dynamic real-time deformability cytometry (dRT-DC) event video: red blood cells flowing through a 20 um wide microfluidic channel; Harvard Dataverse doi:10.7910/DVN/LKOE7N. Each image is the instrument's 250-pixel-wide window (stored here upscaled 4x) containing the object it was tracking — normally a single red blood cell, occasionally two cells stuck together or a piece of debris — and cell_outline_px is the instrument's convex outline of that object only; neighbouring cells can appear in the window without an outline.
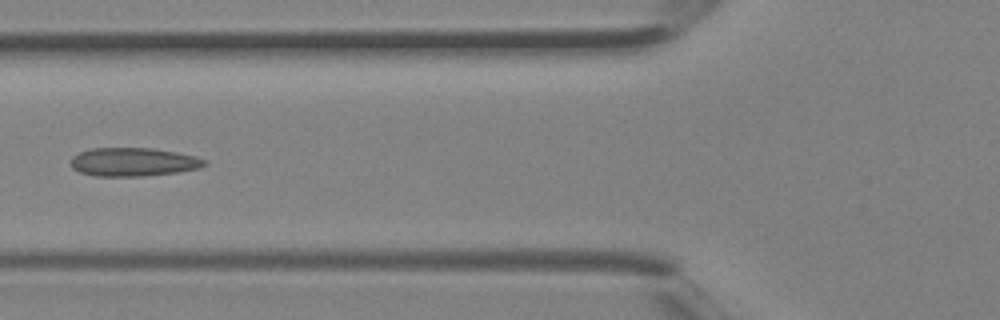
{"species": "Egyptian fruit bat (a non-hibernating species)", "species_latin": "Rousettus aegyptiacus", "temperature_condition": "room temperature", "stored_images_in_passage": 4, "camera_frame_rate_fps": 3000, "um_per_image_px": 0.085, "animal": {"sex": "female"}, "frame": {"image": 1, "passage_image": 4, "time_ms": 1.0, "image_size_px": [1000, 320], "cell_outline_px": [[208, 164], [200, 168], [176, 172], [144, 176], [96, 176], [80, 172], [72, 168], [68, 164], [72, 156], [80, 152], [92, 148], [152, 148], [176, 152], [196, 156], [204, 160]], "centroid_in_image_um": [11.3, 13.77], "position_along_channel_um": 114.5, "area_um2": 22.31}}